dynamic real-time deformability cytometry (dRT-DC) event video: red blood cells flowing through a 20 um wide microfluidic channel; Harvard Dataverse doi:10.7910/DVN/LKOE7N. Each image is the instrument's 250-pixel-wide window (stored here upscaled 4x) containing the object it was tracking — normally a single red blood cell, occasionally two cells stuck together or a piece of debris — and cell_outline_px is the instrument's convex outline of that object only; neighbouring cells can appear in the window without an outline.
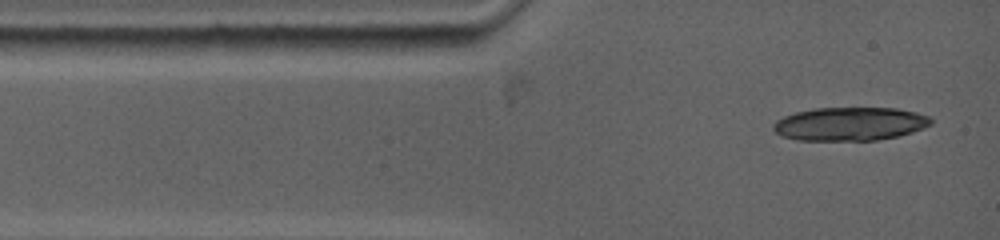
{"species": "common noctule bat (a hibernating species)", "species_latin": "Nyctalus noctula", "temperature_condition": "warm", "stored_images_in_passage": 1, "camera_frame_rate_fps": 5000, "um_per_image_px": 0.085, "animal": {"sex": "female", "body_mass_g": 19.0, "forearm_length_mm": 53.3}, "frame": {"image": 1, "passage_image": 1, "time_ms": 0.0, "image_size_px": [1000, 240], "cell_outline_px": [[932, 124], [924, 128], [912, 132], [896, 136], [876, 140], [796, 140], [780, 136], [772, 128], [772, 124], [776, 120], [784, 116], [796, 112], [816, 108], [896, 108], [916, 112], [928, 116], [932, 120]], "centroid_in_image_um": [72.22, 10.53], "position_along_channel_um": 12.8, "area_um2": 30.75}}